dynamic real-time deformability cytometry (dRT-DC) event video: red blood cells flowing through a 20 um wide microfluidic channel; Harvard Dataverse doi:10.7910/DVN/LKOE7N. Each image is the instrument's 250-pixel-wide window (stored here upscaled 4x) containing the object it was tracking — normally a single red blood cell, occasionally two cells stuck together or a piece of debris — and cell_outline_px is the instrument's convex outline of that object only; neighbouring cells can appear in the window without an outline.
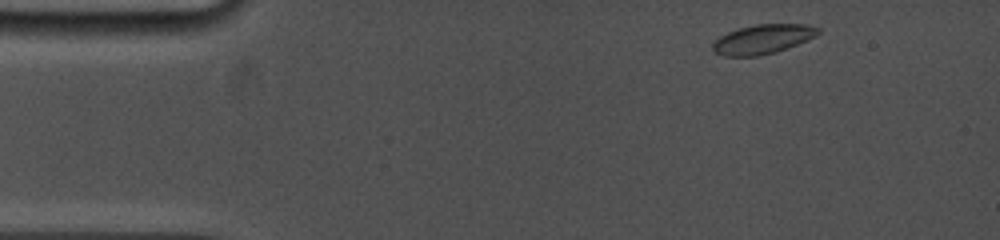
{"species": "common noctule bat (a hibernating species)", "species_latin": "Nyctalus noctula", "temperature_condition": "cold", "stored_images_in_passage": 62, "camera_frame_rate_fps": 5000, "um_per_image_px": 0.085, "animal": {"sex": "female", "body_mass_g": 19.0, "forearm_length_mm": 53.3}, "frame": {"image": 1, "passage_image": 1, "time_ms": 0.0, "image_size_px": [1000, 240], "cell_outline_px": [[820, 32], [816, 36], [808, 40], [776, 52], [756, 56], [724, 56], [716, 52], [712, 48], [712, 44], [720, 36], [728, 32], [740, 28], [756, 24], [808, 24], [820, 28]], "centroid_in_image_um": [64.87, 3.32], "position_along_channel_um": 20.1, "area_um2": 17.98}}
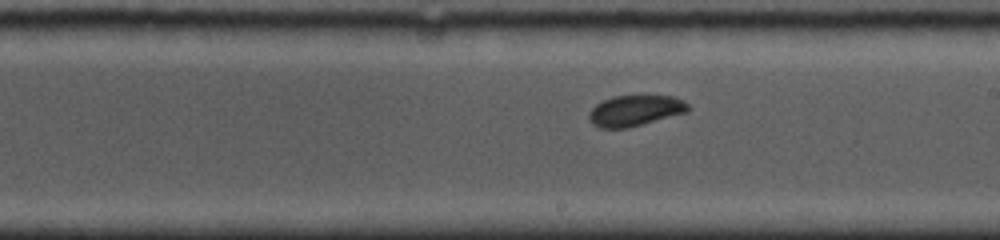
{"frame": {"image": 2, "passage_image": 28, "time_ms": 7.6, "image_size_px": [1000, 240], "cell_outline_px": [[692, 108], [688, 112], [628, 128], [600, 128], [592, 124], [588, 120], [588, 112], [596, 104], [612, 96], [672, 96], [684, 100]], "centroid_in_image_um": [53.99, 9.41], "position_along_channel_um": 235.0, "area_um2": 17.98}}
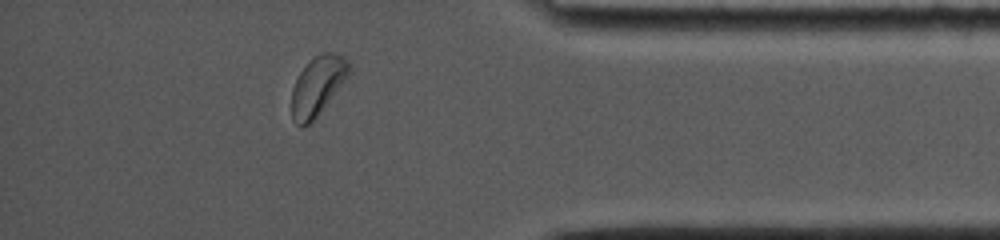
{"frame": {"image": 3, "passage_image": 53, "time_ms": 12.4, "image_size_px": [1000, 240], "cell_outline_px": [[348, 72], [344, 80], [316, 116], [308, 124], [300, 128], [292, 120], [292, 88], [300, 72], [320, 52], [332, 52], [348, 60]], "centroid_in_image_um": [26.94, 7.31], "position_along_channel_um": 408.3, "area_um2": 18.84}, "authors_computed_cell_mechanics": {"area_um2": 18.4093, "velocity_mm_per_s": 3.8627, "shape_relaxation_time_tau1_ms": 1.5862, "shape_relaxation_time_tau2_ms": 1.8255, "deformation_change_tau1": 0.0629, "deformation_change_tau2": 0.0405}}